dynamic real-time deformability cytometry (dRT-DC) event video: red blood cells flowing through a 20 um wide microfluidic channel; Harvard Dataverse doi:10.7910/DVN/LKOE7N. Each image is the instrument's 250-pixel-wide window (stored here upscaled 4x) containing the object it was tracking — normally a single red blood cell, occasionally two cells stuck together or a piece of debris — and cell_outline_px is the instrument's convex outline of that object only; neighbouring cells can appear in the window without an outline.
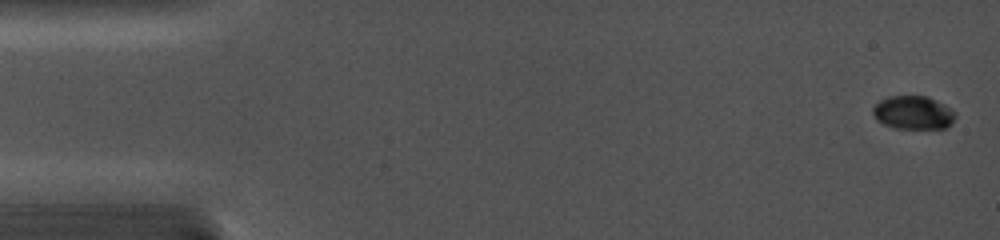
{"species": "common noctule bat (a hibernating species)", "species_latin": "Nyctalus noctula", "temperature_condition": "cold", "stored_images_in_passage": 51, "camera_frame_rate_fps": 5000, "um_per_image_px": 0.085, "animal": {"sex": "female", "body_mass_g": 19.0, "forearm_length_mm": 56.7}, "frame": {"image": 1, "passage_image": 1, "time_ms": 0.0, "image_size_px": [1000, 240], "cell_outline_px": [[956, 116], [944, 128], [896, 128], [884, 124], [876, 120], [872, 112], [872, 108], [880, 100], [888, 96], [928, 96], [952, 108], [956, 112]], "centroid_in_image_um": [77.61, 9.55], "position_along_channel_um": 7.4, "area_um2": 16.01}}
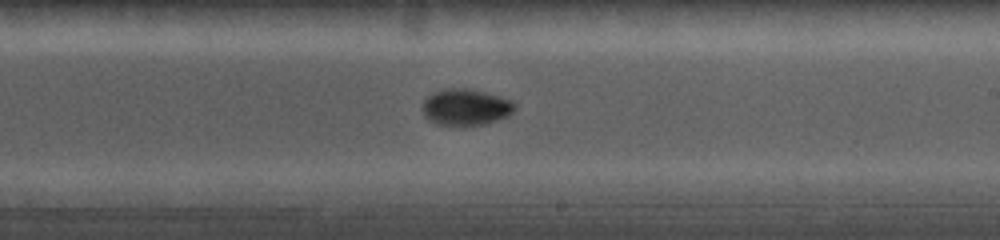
{"frame": {"image": 2, "passage_image": 29, "time_ms": 9.6, "image_size_px": [1000, 240], "cell_outline_px": [[516, 108], [508, 116], [484, 124], [464, 128], [460, 128], [436, 124], [428, 120], [424, 116], [424, 100], [432, 92], [444, 88], [472, 88], [500, 96], [512, 100], [516, 104]], "centroid_in_image_um": [39.59, 9.13], "position_along_channel_um": 249.4, "area_um2": 20.29}}
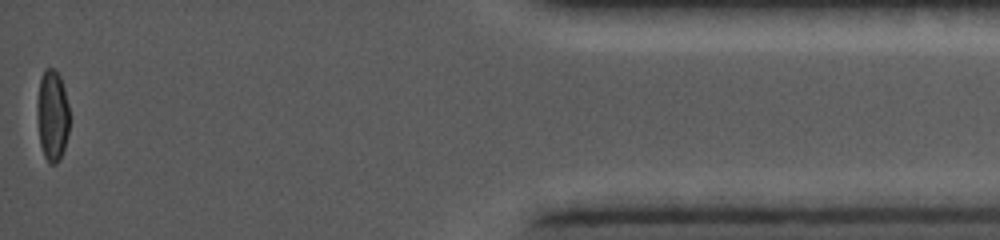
{"frame": {"image": 3, "passage_image": 51, "time_ms": 15.6, "image_size_px": [1000, 240], "cell_outline_px": [[68, 132], [64, 148], [60, 160], [56, 164], [48, 164], [44, 156], [40, 144], [36, 116], [36, 104], [40, 80], [44, 68], [52, 68], [60, 76], [64, 88], [68, 104]], "centroid_in_image_um": [4.42, 9.84], "position_along_channel_um": 430.8, "area_um2": 17.34}, "authors_computed_cell_mechanics": {"area_um2": 19.0162, "velocity_mm_per_s": 3.9529, "shape_relaxation_time_tau1_ms": 11.0439, "shape_relaxation_time_tau2_ms": null, "deformation_change_tau1": 0.1998, "deformation_change_tau2": null}}